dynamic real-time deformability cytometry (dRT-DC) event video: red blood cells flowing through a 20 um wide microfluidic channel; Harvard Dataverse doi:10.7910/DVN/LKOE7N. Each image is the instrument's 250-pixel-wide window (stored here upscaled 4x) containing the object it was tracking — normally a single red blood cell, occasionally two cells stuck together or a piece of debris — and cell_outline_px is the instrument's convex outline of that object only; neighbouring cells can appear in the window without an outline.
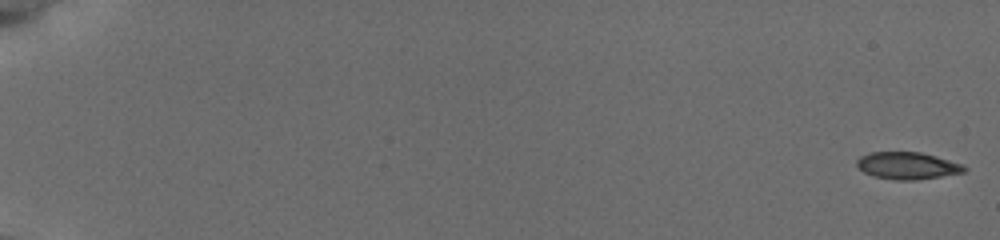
{"species": "common noctule bat (a hibernating species)", "species_latin": "Nyctalus noctula", "temperature_condition": "cold", "stored_images_in_passage": 56, "camera_frame_rate_fps": 3000, "um_per_image_px": 0.085, "animal": {"sex": "female", "body_mass_g": 19.5, "forearm_length_mm": 54.1}, "frame": {"image": 1, "passage_image": 1, "time_ms": 0.0, "image_size_px": [1000, 240], "cell_outline_px": [[968, 168], [964, 172], [940, 176], [912, 180], [896, 180], [872, 176], [864, 172], [856, 164], [856, 160], [860, 156], [868, 152], [920, 152], [936, 156], [964, 164]], "centroid_in_image_um": [77.12, 14.07], "position_along_channel_um": 7.9, "area_um2": 16.99}}
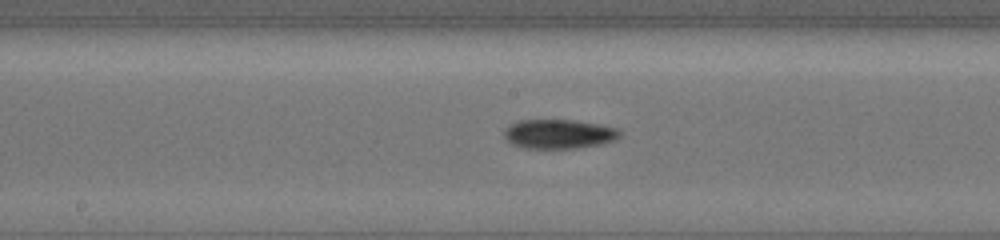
{"frame": {"image": 2, "passage_image": 32, "time_ms": 10.333, "image_size_px": [1000, 240], "cell_outline_px": [[620, 136], [616, 140], [604, 144], [576, 148], [524, 148], [512, 144], [504, 136], [504, 128], [508, 124], [516, 120], [576, 120], [600, 124], [616, 128], [620, 132]], "centroid_in_image_um": [47.49, 11.38], "position_along_channel_um": 200.7, "area_um2": 20.0}}
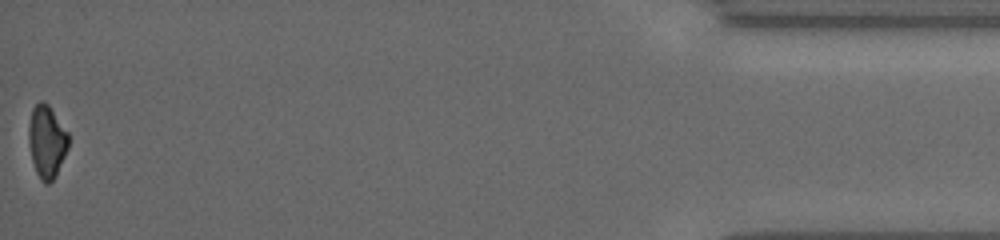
{"frame": {"image": 3, "passage_image": 56, "time_ms": 18.333, "image_size_px": [1000, 240], "cell_outline_px": [[68, 148], [56, 176], [48, 184], [44, 184], [40, 180], [36, 172], [32, 160], [28, 140], [28, 128], [32, 108], [40, 100], [44, 100], [48, 104], [68, 132]], "centroid_in_image_um": [3.97, 12.03], "position_along_channel_um": 431.2, "area_um2": 16.94}, "authors_computed_cell_mechanics": {"area_um2": 18.0914, "velocity_mm_per_s": 3.8545, "shape_relaxation_time_tau1_ms": 5.5671, "shape_relaxation_time_tau2_ms": null, "deformation_change_tau1": 0.1259, "deformation_change_tau2": null}}